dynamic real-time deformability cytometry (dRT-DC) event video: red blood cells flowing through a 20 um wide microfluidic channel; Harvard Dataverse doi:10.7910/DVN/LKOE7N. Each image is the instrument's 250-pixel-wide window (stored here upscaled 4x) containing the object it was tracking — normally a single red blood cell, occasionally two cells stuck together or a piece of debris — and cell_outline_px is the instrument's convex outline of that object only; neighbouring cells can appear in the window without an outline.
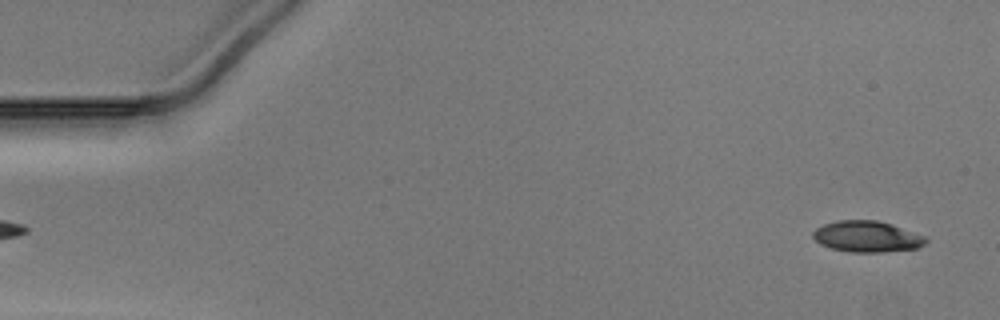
{"species": "Egyptian fruit bat (a non-hibernating species)", "species_latin": "Rousettus aegyptiacus", "temperature_condition": "warm", "stored_images_in_passage": 50, "camera_frame_rate_fps": 3000, "um_per_image_px": 0.085, "animal": {"sex": "male"}, "frame": {"image": 1, "passage_image": 2, "time_ms": 0.333, "image_size_px": [1000, 320], "cell_outline_px": [[928, 240], [924, 244], [916, 248], [880, 252], [852, 252], [832, 248], [820, 244], [812, 236], [812, 232], [816, 228], [824, 224], [836, 220], [876, 220], [892, 224], [928, 236]], "centroid_in_image_um": [73.71, 20.09], "position_along_channel_um": 11.3, "area_um2": 20.52}}
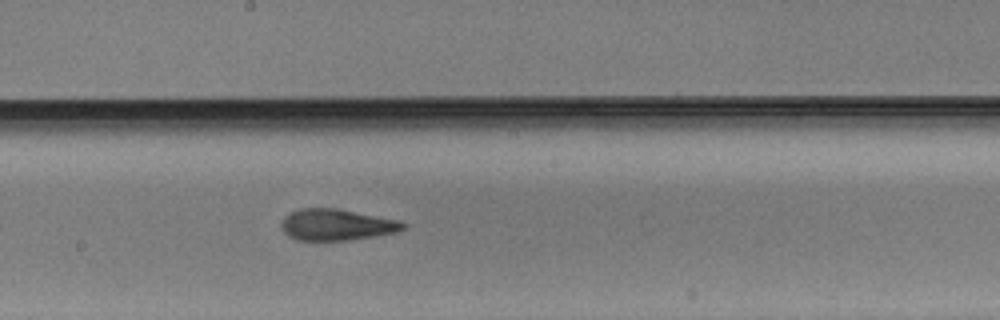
{"frame": {"image": 2, "passage_image": 27, "time_ms": 8.667, "image_size_px": [1000, 320], "cell_outline_px": [[408, 224], [404, 228], [396, 232], [376, 236], [352, 240], [300, 240], [288, 236], [284, 232], [280, 224], [284, 216], [300, 208], [336, 208], [400, 220]], "centroid_in_image_um": [28.63, 19.1], "position_along_channel_um": 219.6, "area_um2": 22.31}}
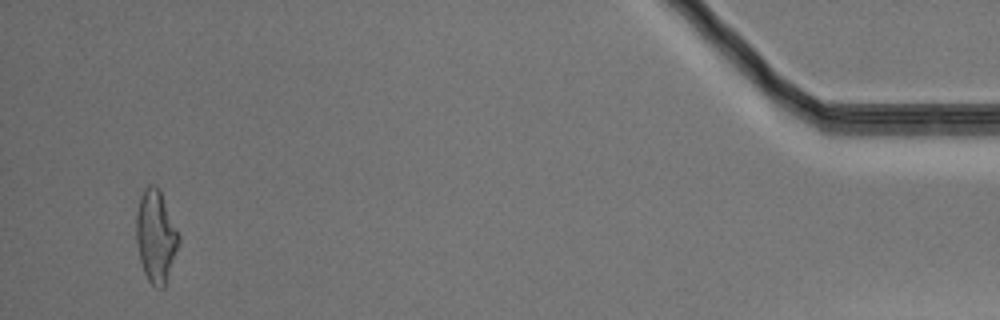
{"frame": {"image": 3, "passage_image": 48, "time_ms": 15.667, "image_size_px": [1000, 320], "cell_outline_px": [[180, 240], [164, 288], [156, 288], [148, 280], [144, 272], [140, 260], [136, 240], [136, 212], [140, 196], [144, 188], [148, 184], [156, 184], [160, 188], [180, 236]], "centroid_in_image_um": [13.24, 20.03], "position_along_channel_um": 422.0, "area_um2": 23.0}}